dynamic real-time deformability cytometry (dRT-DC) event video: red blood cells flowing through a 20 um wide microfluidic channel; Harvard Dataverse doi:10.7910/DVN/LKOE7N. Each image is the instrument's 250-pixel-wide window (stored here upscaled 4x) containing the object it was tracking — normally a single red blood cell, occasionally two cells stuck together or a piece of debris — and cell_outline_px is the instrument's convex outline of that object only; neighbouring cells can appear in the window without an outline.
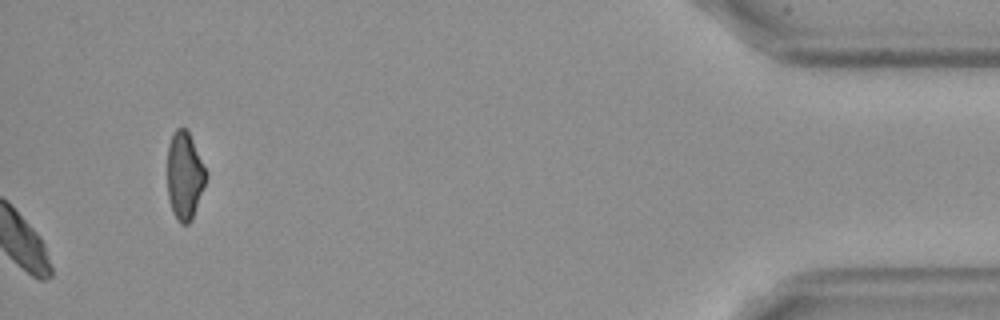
{"species": "Egyptian fruit bat (a non-hibernating species)", "species_latin": "Rousettus aegyptiacus", "temperature_condition": "cold", "stored_images_in_passage": 52, "camera_frame_rate_fps": 3000, "um_per_image_px": 0.085, "frame": {"image": 1, "passage_image": 52, "time_ms": 17.0, "image_size_px": [1000, 320], "cell_outline_px": [[208, 176], [192, 220], [188, 224], [180, 224], [176, 220], [172, 212], [168, 200], [168, 144], [172, 132], [176, 128], [184, 128], [188, 132], [208, 172]], "centroid_in_image_um": [15.69, 14.97], "position_along_channel_um": 419.5, "area_um2": 20.0}, "authors_computed_cell_mechanics": {"area_um2": 22.0796, "velocity_mm_per_s": 3.5407, "shape_relaxation_time_tau1_ms": 9.9796, "shape_relaxation_time_tau2_ms": 3.4326, "deformation_change_tau1": 0.1312, "deformation_change_tau2": 0.0302}}